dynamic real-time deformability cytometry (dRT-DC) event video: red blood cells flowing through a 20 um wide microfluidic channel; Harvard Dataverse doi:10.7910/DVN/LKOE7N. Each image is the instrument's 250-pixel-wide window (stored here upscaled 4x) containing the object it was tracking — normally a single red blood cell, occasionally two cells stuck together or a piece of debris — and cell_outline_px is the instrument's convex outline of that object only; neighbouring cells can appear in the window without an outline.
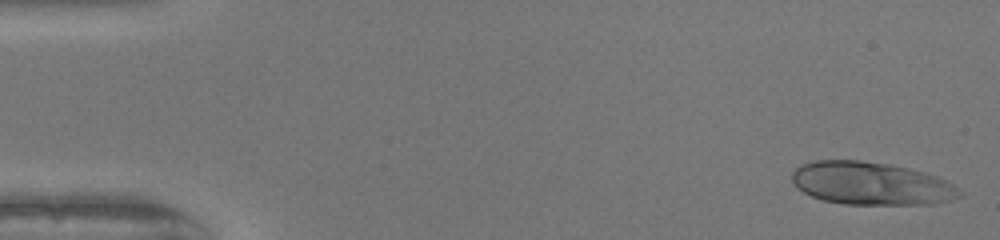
{"species": "human", "species_latin": "Homo sapiens", "temperature_condition": "warm", "stored_images_in_passage": 50, "camera_frame_rate_fps": 3000, "um_per_image_px": 0.085, "donor": {"sex": "female"}, "frame": {"image": 1, "passage_image": 1, "time_ms": 0.0, "image_size_px": [1000, 240], "cell_outline_px": [[964, 196], [932, 204], [844, 204], [824, 200], [812, 196], [796, 188], [792, 180], [792, 172], [800, 164], [812, 160], [860, 160], [888, 164], [908, 168], [924, 172], [936, 176], [952, 184], [964, 192]], "centroid_in_image_um": [74.03, 15.59], "position_along_channel_um": 11.0, "area_um2": 41.96}}
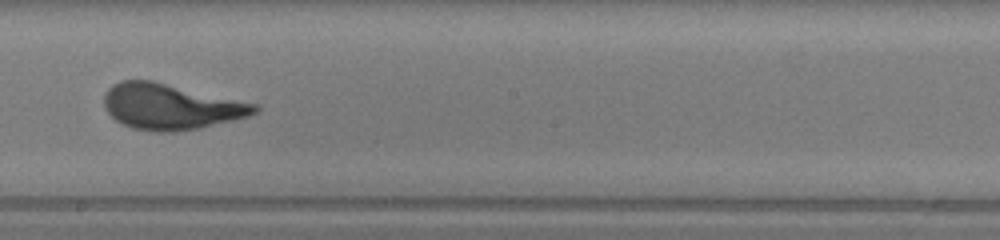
{"frame": {"image": 2, "passage_image": 28, "time_ms": 9.0, "image_size_px": [1000, 240], "cell_outline_px": [[260, 108], [256, 112], [248, 116], [200, 128], [172, 132], [156, 132], [132, 128], [116, 120], [104, 108], [104, 92], [112, 84], [120, 80], [152, 80], [260, 104]], "centroid_in_image_um": [14.51, 9.05], "position_along_channel_um": 233.7, "area_um2": 40.29}}
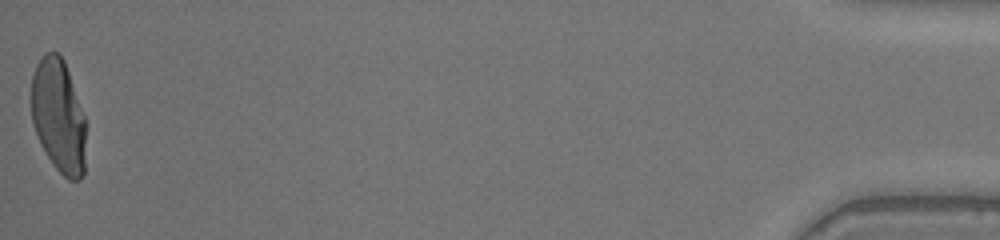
{"frame": {"image": 3, "passage_image": 50, "time_ms": 16.333, "image_size_px": [1000, 240], "cell_outline_px": [[84, 172], [80, 180], [68, 180], [56, 168], [40, 144], [32, 120], [32, 76], [36, 64], [48, 52], [56, 52], [64, 60], [84, 116]], "centroid_in_image_um": [4.96, 9.87], "position_along_channel_um": 430.2, "area_um2": 35.43}}